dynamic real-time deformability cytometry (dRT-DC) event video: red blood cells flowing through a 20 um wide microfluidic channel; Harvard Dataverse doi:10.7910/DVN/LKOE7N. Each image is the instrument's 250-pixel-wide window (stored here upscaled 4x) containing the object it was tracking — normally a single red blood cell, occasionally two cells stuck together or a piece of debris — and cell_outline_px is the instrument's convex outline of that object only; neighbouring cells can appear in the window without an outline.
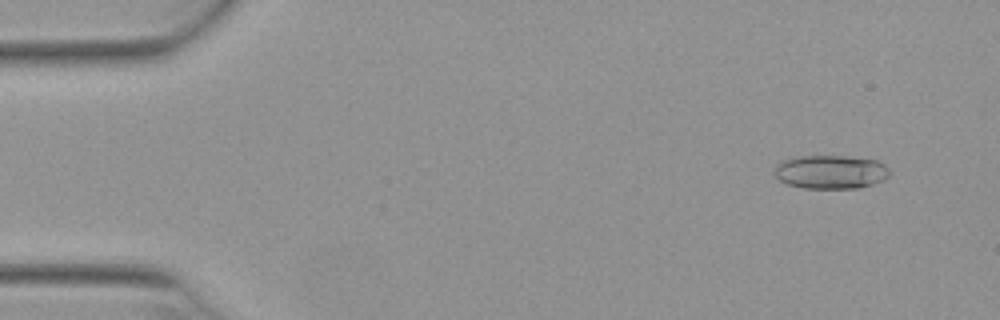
{"species": "Egyptian fruit bat (a non-hibernating species)", "species_latin": "Rousettus aegyptiacus", "temperature_condition": "warm", "stored_images_in_passage": 52, "camera_frame_rate_fps": 3000, "um_per_image_px": 0.085, "animal": {"sex": "female"}, "frame": {"image": 1, "passage_image": 4, "time_ms": 1.0, "image_size_px": [1000, 320], "cell_outline_px": [[888, 176], [884, 180], [860, 188], [804, 188], [788, 184], [780, 180], [772, 172], [776, 164], [780, 160], [800, 156], [844, 156], [876, 160], [884, 164], [888, 168]], "centroid_in_image_um": [70.57, 14.61], "position_along_channel_um": 14.4, "area_um2": 22.66}}
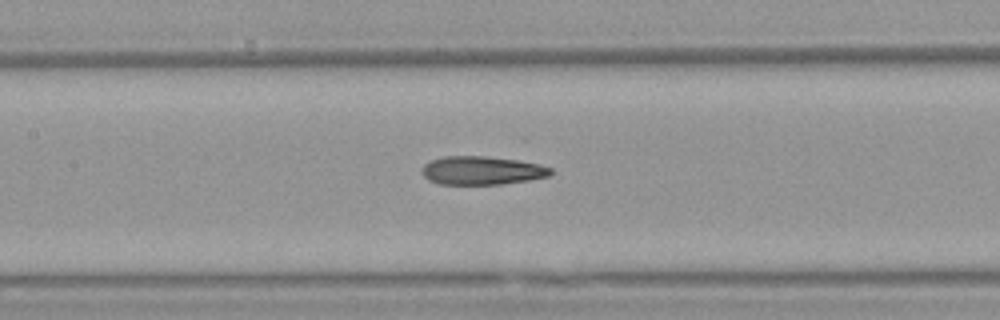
{"frame": {"image": 2, "passage_image": 24, "time_ms": 7.667, "image_size_px": [1000, 320], "cell_outline_px": [[552, 172], [548, 176], [528, 180], [500, 184], [440, 184], [428, 180], [420, 172], [420, 168], [428, 160], [444, 156], [484, 156], [516, 160], [540, 164], [552, 168]], "centroid_in_image_um": [40.9, 14.48], "position_along_channel_um": 166.5, "area_um2": 21.44}}
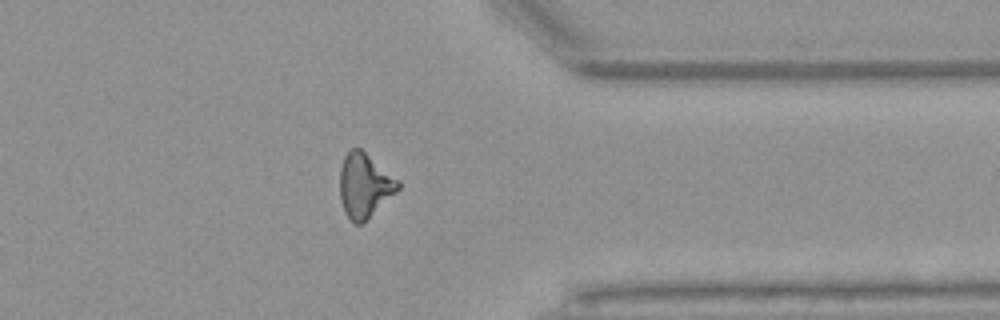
{"frame": {"image": 3, "passage_image": 41, "time_ms": 13.333, "image_size_px": [1000, 320], "cell_outline_px": [[400, 188], [396, 192], [360, 224], [356, 224], [344, 212], [340, 200], [340, 168], [344, 156], [352, 148], [360, 148], [400, 180]], "centroid_in_image_um": [30.98, 15.73], "position_along_channel_um": 380.4, "area_um2": 21.5}, "authors_computed_cell_mechanics": {"area_um2": 21.7328, "velocity_mm_per_s": 3.9517, "shape_relaxation_time_tau1_ms": null, "shape_relaxation_time_tau2_ms": 4.1922, "deformation_change_tau1": null, "deformation_change_tau2": 0.1672}}